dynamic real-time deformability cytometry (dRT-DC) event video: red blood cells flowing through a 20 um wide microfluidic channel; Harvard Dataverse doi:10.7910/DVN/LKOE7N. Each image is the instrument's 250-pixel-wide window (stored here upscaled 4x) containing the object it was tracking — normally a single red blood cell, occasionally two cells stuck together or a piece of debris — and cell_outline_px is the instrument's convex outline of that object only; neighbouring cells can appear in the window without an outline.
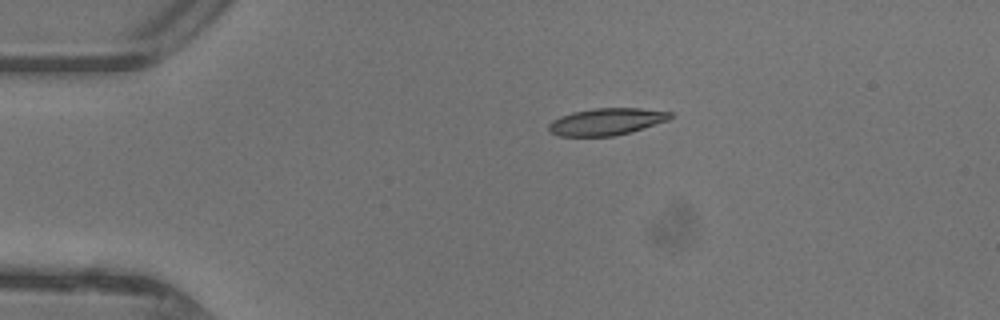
{"species": "common noctule bat (a hibernating species)", "species_latin": "Nyctalus noctula", "temperature_condition": "warm", "stored_images_in_passage": 38, "camera_frame_rate_fps": 3000, "um_per_image_px": 0.085, "animal": {"sex": "female"}, "frame": {"image": 1, "passage_image": 1, "time_ms": 0.0, "image_size_px": [1000, 320], "cell_outline_px": [[672, 116], [668, 120], [628, 132], [612, 136], [560, 136], [552, 132], [548, 128], [548, 124], [552, 120], [560, 116], [572, 112], [596, 108], [640, 108], [672, 112]], "centroid_in_image_um": [51.52, 10.33], "position_along_channel_um": 33.5, "area_um2": 18.84}}
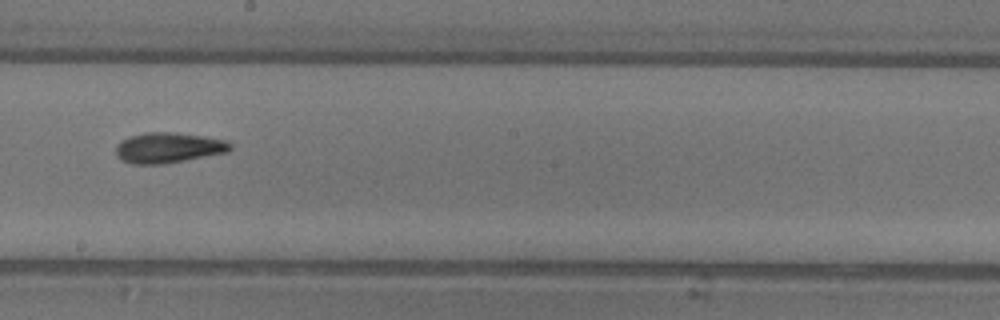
{"frame": {"image": 2, "passage_image": 18, "time_ms": 5.667, "image_size_px": [1000, 320], "cell_outline_px": [[232, 148], [228, 152], [184, 160], [160, 164], [132, 164], [120, 160], [116, 156], [116, 144], [120, 140], [128, 136], [144, 132], [176, 132], [204, 136], [224, 140], [232, 144]], "centroid_in_image_um": [14.26, 12.54], "position_along_channel_um": 233.9, "area_um2": 20.46}}
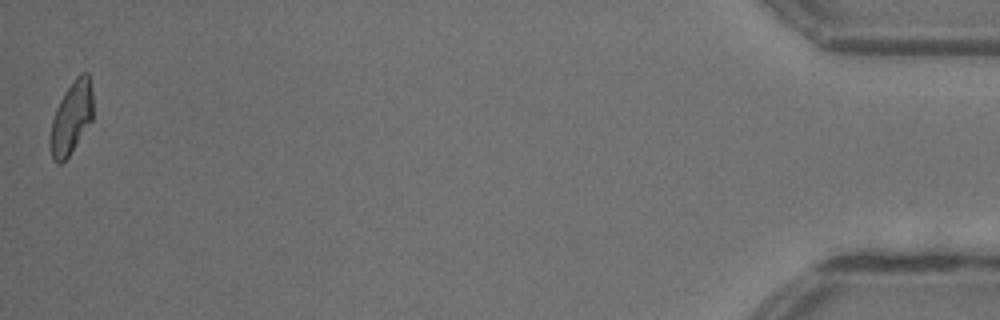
{"frame": {"image": 3, "passage_image": 38, "time_ms": 12.333, "image_size_px": [1000, 320], "cell_outline_px": [[92, 120], [68, 156], [60, 164], [56, 164], [52, 160], [48, 144], [48, 140], [52, 120], [56, 108], [64, 92], [76, 76], [80, 72], [88, 72], [92, 92]], "centroid_in_image_um": [6.03, 10.02], "position_along_channel_um": 429.2, "area_um2": 18.21}, "authors_computed_cell_mechanics": {"area_um2": 19.3341, "velocity_mm_per_s": 4.3906, "shape_relaxation_time_tau1_ms": 4.0452, "shape_relaxation_time_tau2_ms": 1.9092, "deformation_change_tau1": 0.1479, "deformation_change_tau2": 0.0879}}